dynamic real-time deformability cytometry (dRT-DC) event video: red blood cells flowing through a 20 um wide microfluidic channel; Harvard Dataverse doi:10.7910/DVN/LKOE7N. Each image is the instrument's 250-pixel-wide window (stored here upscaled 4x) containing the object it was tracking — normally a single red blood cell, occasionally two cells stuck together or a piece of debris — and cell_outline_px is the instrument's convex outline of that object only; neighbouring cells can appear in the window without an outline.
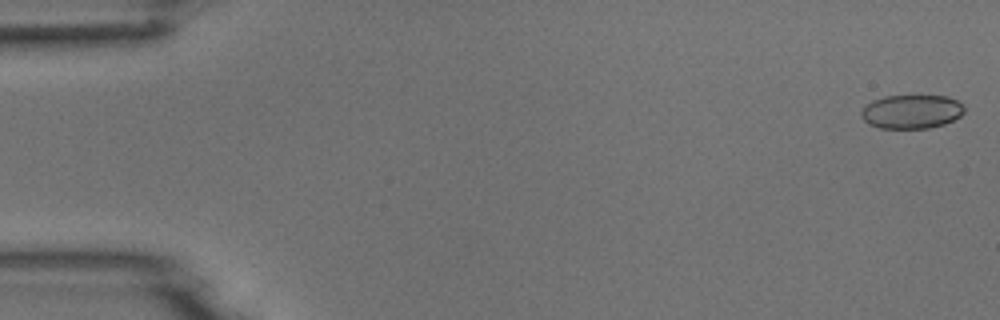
{"species": "common noctule bat (a hibernating species)", "species_latin": "Nyctalus noctula", "temperature_condition": "room temperature", "stored_images_in_passage": 53, "camera_frame_rate_fps": 3000, "um_per_image_px": 0.085, "animal": {"sex": "male", "body_mass_g": 18.8}, "frame": {"image": 1, "passage_image": 1, "time_ms": 0.0, "image_size_px": [1000, 320], "cell_outline_px": [[964, 112], [960, 116], [944, 124], [928, 128], [880, 128], [868, 124], [860, 116], [860, 112], [872, 100], [884, 96], [948, 96], [956, 100], [964, 108]], "centroid_in_image_um": [77.46, 9.49], "position_along_channel_um": 7.5, "area_um2": 20.23}}
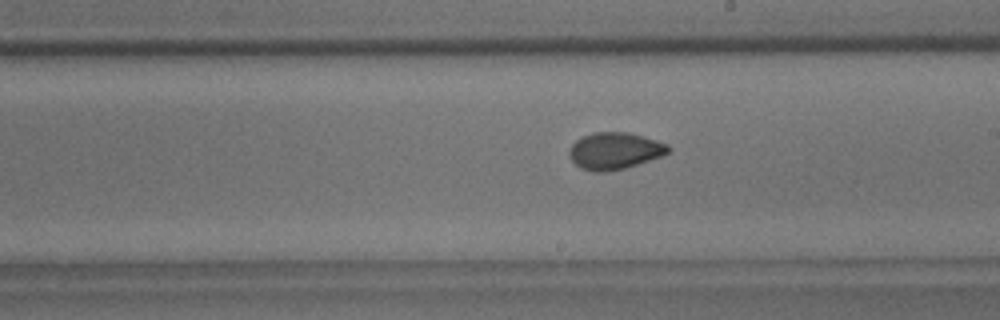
{"frame": {"image": 2, "passage_image": 30, "time_ms": 9.667, "image_size_px": [1000, 320], "cell_outline_px": [[672, 148], [668, 152], [660, 156], [624, 168], [608, 172], [592, 172], [580, 168], [572, 160], [568, 152], [572, 144], [576, 140], [592, 132], [628, 132], [644, 136], [668, 144]], "centroid_in_image_um": [52.23, 12.82], "position_along_channel_um": 236.8, "area_um2": 21.21}}
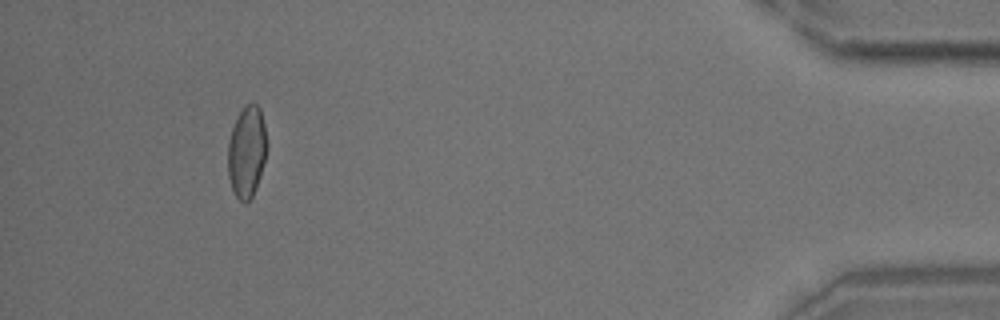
{"frame": {"image": 3, "passage_image": 49, "time_ms": 16.0, "image_size_px": [1000, 320], "cell_outline_px": [[268, 148], [256, 188], [252, 196], [244, 204], [236, 196], [232, 188], [228, 176], [228, 140], [236, 116], [248, 104], [256, 104], [260, 108], [264, 124], [268, 144]], "centroid_in_image_um": [20.98, 12.89], "position_along_channel_um": 414.2, "area_um2": 20.81}}